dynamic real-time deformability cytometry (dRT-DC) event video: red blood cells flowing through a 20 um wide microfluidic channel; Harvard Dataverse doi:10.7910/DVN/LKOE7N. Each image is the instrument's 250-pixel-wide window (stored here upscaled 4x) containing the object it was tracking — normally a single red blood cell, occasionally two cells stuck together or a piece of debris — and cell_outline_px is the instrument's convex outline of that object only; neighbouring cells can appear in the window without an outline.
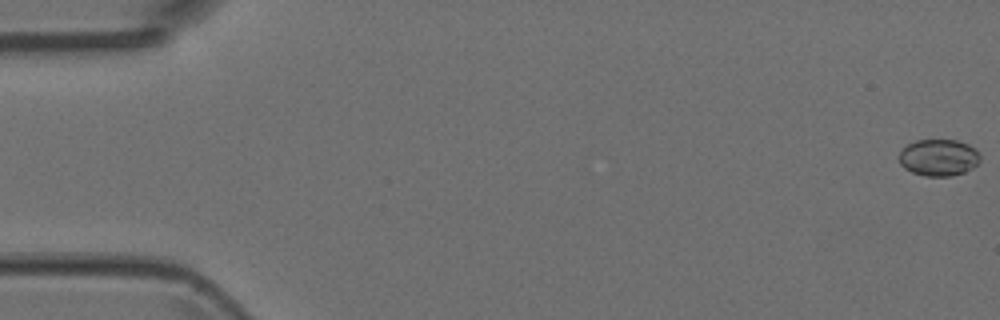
{"species": "Egyptian fruit bat (a non-hibernating species)", "species_latin": "Rousettus aegyptiacus", "temperature_condition": "room temperature", "stored_images_in_passage": 4, "camera_frame_rate_fps": 3000, "um_per_image_px": 0.085, "animal": {"sex": "female"}, "frame": {"image": 1, "passage_image": 1, "time_ms": 0.0, "image_size_px": [1000, 320], "cell_outline_px": [[980, 160], [972, 168], [964, 172], [952, 176], [924, 176], [912, 172], [904, 168], [900, 164], [900, 152], [908, 144], [916, 140], [956, 140], [968, 144], [980, 156]], "centroid_in_image_um": [79.77, 13.4], "position_along_channel_um": 5.2, "area_um2": 17.17}}